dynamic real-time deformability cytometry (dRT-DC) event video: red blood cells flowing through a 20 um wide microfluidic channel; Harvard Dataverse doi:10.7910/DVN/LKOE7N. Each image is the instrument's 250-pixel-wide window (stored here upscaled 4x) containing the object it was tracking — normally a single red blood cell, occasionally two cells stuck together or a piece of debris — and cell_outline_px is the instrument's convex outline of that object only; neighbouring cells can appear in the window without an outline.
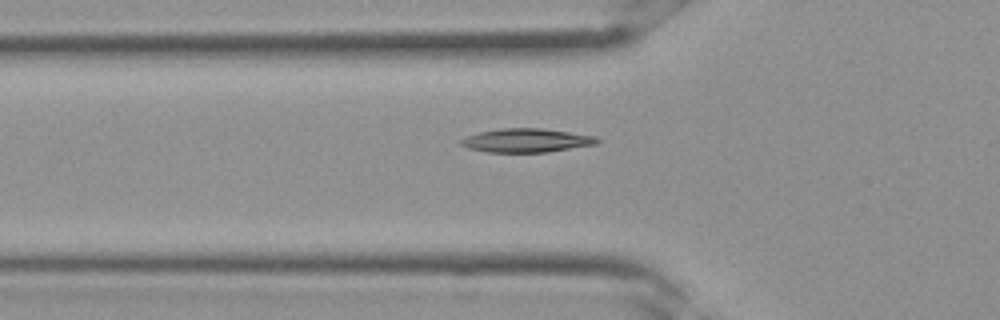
{"species": "Egyptian fruit bat (a non-hibernating species)", "species_latin": "Rousettus aegyptiacus", "temperature_condition": "room temperature", "stored_images_in_passage": 32, "camera_frame_rate_fps": 3000, "um_per_image_px": 0.085, "frame": {"image": 1, "passage_image": 12, "time_ms": 3.667, "image_size_px": [1000, 320], "cell_outline_px": [[600, 140], [596, 144], [548, 152], [484, 152], [468, 148], [460, 144], [460, 140], [468, 136], [480, 132], [500, 128], [540, 128], [596, 136]], "centroid_in_image_um": [44.74, 11.94], "position_along_channel_um": 81.1, "area_um2": 18.73}}
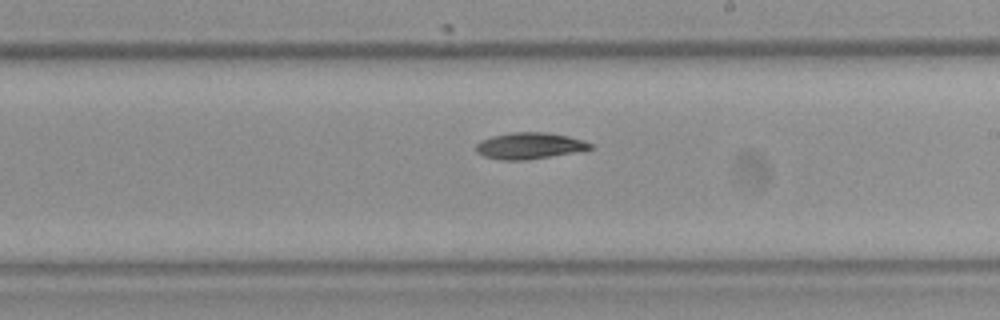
{"frame": {"image": 2, "passage_image": 20, "time_ms": 6.333, "image_size_px": [1000, 320], "cell_outline_px": [[592, 148], [572, 152], [524, 160], [500, 160], [484, 156], [476, 152], [476, 144], [480, 140], [492, 136], [512, 132], [544, 132], [568, 136], [584, 140], [592, 144]], "centroid_in_image_um": [44.95, 12.38], "position_along_channel_um": 244.1, "area_um2": 17.34}}
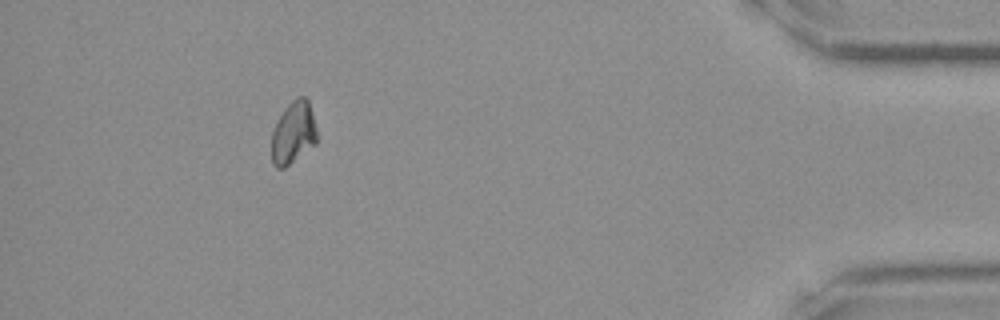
{"frame": {"image": 3, "passage_image": 31, "time_ms": 10.0, "image_size_px": [1000, 320], "cell_outline_px": [[316, 144], [284, 168], [276, 168], [272, 164], [272, 132], [284, 108], [296, 96], [304, 96], [308, 100], [312, 112], [316, 128]], "centroid_in_image_um": [24.93, 11.28], "position_along_channel_um": 410.3, "area_um2": 16.42}}